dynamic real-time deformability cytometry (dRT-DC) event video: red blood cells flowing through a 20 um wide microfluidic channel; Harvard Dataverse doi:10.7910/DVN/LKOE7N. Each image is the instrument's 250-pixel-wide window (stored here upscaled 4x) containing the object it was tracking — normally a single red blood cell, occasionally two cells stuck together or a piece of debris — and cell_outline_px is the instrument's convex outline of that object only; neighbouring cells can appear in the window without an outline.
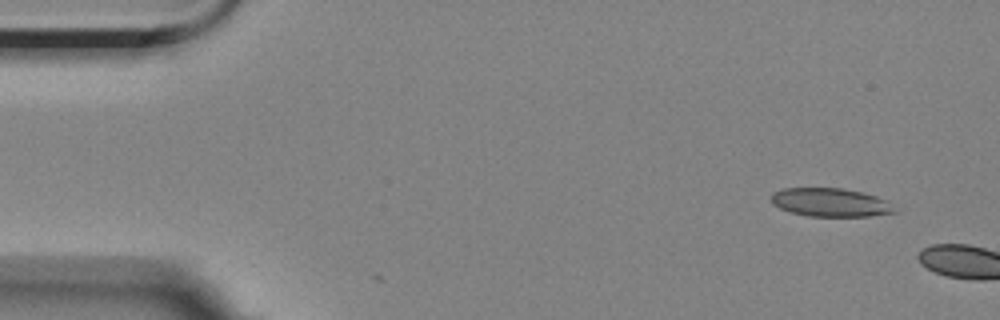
{"species": "Egyptian fruit bat (a non-hibernating species)", "species_latin": "Rousettus aegyptiacus", "temperature_condition": "room temperature", "stored_images_in_passage": 2, "camera_frame_rate_fps": 3000, "um_per_image_px": 0.085, "animal": {"sex": "female"}, "frame": {"image": 1, "passage_image": 1, "time_ms": 0.0, "image_size_px": [1000, 320], "cell_outline_px": [[900, 212], [868, 216], [808, 216], [792, 212], [780, 208], [772, 204], [772, 192], [784, 188], [844, 188], [864, 192], [888, 200]], "centroid_in_image_um": [70.65, 17.2], "position_along_channel_um": 14.4, "area_um2": 20.69}}